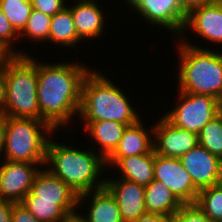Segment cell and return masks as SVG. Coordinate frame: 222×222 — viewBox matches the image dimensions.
<instances>
[{
  "instance_id": "obj_23",
  "label": "cell",
  "mask_w": 222,
  "mask_h": 222,
  "mask_svg": "<svg viewBox=\"0 0 222 222\" xmlns=\"http://www.w3.org/2000/svg\"><path fill=\"white\" fill-rule=\"evenodd\" d=\"M21 204L41 222H63L68 216L56 201L36 200L30 192L23 198Z\"/></svg>"
},
{
  "instance_id": "obj_9",
  "label": "cell",
  "mask_w": 222,
  "mask_h": 222,
  "mask_svg": "<svg viewBox=\"0 0 222 222\" xmlns=\"http://www.w3.org/2000/svg\"><path fill=\"white\" fill-rule=\"evenodd\" d=\"M38 165L45 166L29 162L3 161L0 166V200L21 203L30 192L40 171Z\"/></svg>"
},
{
  "instance_id": "obj_29",
  "label": "cell",
  "mask_w": 222,
  "mask_h": 222,
  "mask_svg": "<svg viewBox=\"0 0 222 222\" xmlns=\"http://www.w3.org/2000/svg\"><path fill=\"white\" fill-rule=\"evenodd\" d=\"M172 222H213L195 204H183L172 216Z\"/></svg>"
},
{
  "instance_id": "obj_24",
  "label": "cell",
  "mask_w": 222,
  "mask_h": 222,
  "mask_svg": "<svg viewBox=\"0 0 222 222\" xmlns=\"http://www.w3.org/2000/svg\"><path fill=\"white\" fill-rule=\"evenodd\" d=\"M0 9L20 34L26 27L33 7L31 0H0Z\"/></svg>"
},
{
  "instance_id": "obj_7",
  "label": "cell",
  "mask_w": 222,
  "mask_h": 222,
  "mask_svg": "<svg viewBox=\"0 0 222 222\" xmlns=\"http://www.w3.org/2000/svg\"><path fill=\"white\" fill-rule=\"evenodd\" d=\"M178 96L180 104L164 115L172 125L199 134L208 122L218 116L216 98L182 91Z\"/></svg>"
},
{
  "instance_id": "obj_28",
  "label": "cell",
  "mask_w": 222,
  "mask_h": 222,
  "mask_svg": "<svg viewBox=\"0 0 222 222\" xmlns=\"http://www.w3.org/2000/svg\"><path fill=\"white\" fill-rule=\"evenodd\" d=\"M20 38L19 34L15 31L8 18L0 9V49H2L8 56L11 55H26L25 53L12 50V42Z\"/></svg>"
},
{
  "instance_id": "obj_15",
  "label": "cell",
  "mask_w": 222,
  "mask_h": 222,
  "mask_svg": "<svg viewBox=\"0 0 222 222\" xmlns=\"http://www.w3.org/2000/svg\"><path fill=\"white\" fill-rule=\"evenodd\" d=\"M192 28L197 35L214 43H222V0L206 4L192 10L183 28L182 39L186 28ZM184 33V34H183Z\"/></svg>"
},
{
  "instance_id": "obj_2",
  "label": "cell",
  "mask_w": 222,
  "mask_h": 222,
  "mask_svg": "<svg viewBox=\"0 0 222 222\" xmlns=\"http://www.w3.org/2000/svg\"><path fill=\"white\" fill-rule=\"evenodd\" d=\"M95 153L49 140L45 163H50L47 169L79 196L105 187V179L99 181L98 177L105 169L106 160Z\"/></svg>"
},
{
  "instance_id": "obj_11",
  "label": "cell",
  "mask_w": 222,
  "mask_h": 222,
  "mask_svg": "<svg viewBox=\"0 0 222 222\" xmlns=\"http://www.w3.org/2000/svg\"><path fill=\"white\" fill-rule=\"evenodd\" d=\"M154 127L153 146L157 155L180 158L199 144L198 134L172 125L165 117L159 119Z\"/></svg>"
},
{
  "instance_id": "obj_4",
  "label": "cell",
  "mask_w": 222,
  "mask_h": 222,
  "mask_svg": "<svg viewBox=\"0 0 222 222\" xmlns=\"http://www.w3.org/2000/svg\"><path fill=\"white\" fill-rule=\"evenodd\" d=\"M27 55L7 56L1 69L5 80L4 116L40 119L37 62Z\"/></svg>"
},
{
  "instance_id": "obj_20",
  "label": "cell",
  "mask_w": 222,
  "mask_h": 222,
  "mask_svg": "<svg viewBox=\"0 0 222 222\" xmlns=\"http://www.w3.org/2000/svg\"><path fill=\"white\" fill-rule=\"evenodd\" d=\"M85 122V130L101 146L100 153L106 160L118 146L128 125L112 120Z\"/></svg>"
},
{
  "instance_id": "obj_27",
  "label": "cell",
  "mask_w": 222,
  "mask_h": 222,
  "mask_svg": "<svg viewBox=\"0 0 222 222\" xmlns=\"http://www.w3.org/2000/svg\"><path fill=\"white\" fill-rule=\"evenodd\" d=\"M51 18L52 16L33 9L26 27L19 34V37L26 35L28 39L30 38V40L32 39L34 42H36V40L38 42L40 40H48Z\"/></svg>"
},
{
  "instance_id": "obj_38",
  "label": "cell",
  "mask_w": 222,
  "mask_h": 222,
  "mask_svg": "<svg viewBox=\"0 0 222 222\" xmlns=\"http://www.w3.org/2000/svg\"><path fill=\"white\" fill-rule=\"evenodd\" d=\"M144 0H125L134 10H136Z\"/></svg>"
},
{
  "instance_id": "obj_6",
  "label": "cell",
  "mask_w": 222,
  "mask_h": 222,
  "mask_svg": "<svg viewBox=\"0 0 222 222\" xmlns=\"http://www.w3.org/2000/svg\"><path fill=\"white\" fill-rule=\"evenodd\" d=\"M3 123L4 161L45 164L49 141L47 134L49 136V133L51 135L55 131L47 122L34 118L4 116Z\"/></svg>"
},
{
  "instance_id": "obj_36",
  "label": "cell",
  "mask_w": 222,
  "mask_h": 222,
  "mask_svg": "<svg viewBox=\"0 0 222 222\" xmlns=\"http://www.w3.org/2000/svg\"><path fill=\"white\" fill-rule=\"evenodd\" d=\"M63 222H86V220L82 217V214L75 212L66 217Z\"/></svg>"
},
{
  "instance_id": "obj_26",
  "label": "cell",
  "mask_w": 222,
  "mask_h": 222,
  "mask_svg": "<svg viewBox=\"0 0 222 222\" xmlns=\"http://www.w3.org/2000/svg\"><path fill=\"white\" fill-rule=\"evenodd\" d=\"M199 144L222 160V117L216 116L198 134Z\"/></svg>"
},
{
  "instance_id": "obj_8",
  "label": "cell",
  "mask_w": 222,
  "mask_h": 222,
  "mask_svg": "<svg viewBox=\"0 0 222 222\" xmlns=\"http://www.w3.org/2000/svg\"><path fill=\"white\" fill-rule=\"evenodd\" d=\"M154 180L168 187L182 204H192L197 200L199 190L194 186L190 174L179 158L155 153Z\"/></svg>"
},
{
  "instance_id": "obj_40",
  "label": "cell",
  "mask_w": 222,
  "mask_h": 222,
  "mask_svg": "<svg viewBox=\"0 0 222 222\" xmlns=\"http://www.w3.org/2000/svg\"><path fill=\"white\" fill-rule=\"evenodd\" d=\"M8 55L2 50L0 49V67L4 61V59L7 57Z\"/></svg>"
},
{
  "instance_id": "obj_37",
  "label": "cell",
  "mask_w": 222,
  "mask_h": 222,
  "mask_svg": "<svg viewBox=\"0 0 222 222\" xmlns=\"http://www.w3.org/2000/svg\"><path fill=\"white\" fill-rule=\"evenodd\" d=\"M4 151V123L3 118L0 119V156Z\"/></svg>"
},
{
  "instance_id": "obj_13",
  "label": "cell",
  "mask_w": 222,
  "mask_h": 222,
  "mask_svg": "<svg viewBox=\"0 0 222 222\" xmlns=\"http://www.w3.org/2000/svg\"><path fill=\"white\" fill-rule=\"evenodd\" d=\"M135 11L150 24L182 35L187 14L182 10L179 0H144Z\"/></svg>"
},
{
  "instance_id": "obj_39",
  "label": "cell",
  "mask_w": 222,
  "mask_h": 222,
  "mask_svg": "<svg viewBox=\"0 0 222 222\" xmlns=\"http://www.w3.org/2000/svg\"><path fill=\"white\" fill-rule=\"evenodd\" d=\"M218 115L222 117V93L217 98Z\"/></svg>"
},
{
  "instance_id": "obj_12",
  "label": "cell",
  "mask_w": 222,
  "mask_h": 222,
  "mask_svg": "<svg viewBox=\"0 0 222 222\" xmlns=\"http://www.w3.org/2000/svg\"><path fill=\"white\" fill-rule=\"evenodd\" d=\"M30 193L36 196V200L56 201V205L67 215L75 213L79 205L78 195L48 169L38 172Z\"/></svg>"
},
{
  "instance_id": "obj_32",
  "label": "cell",
  "mask_w": 222,
  "mask_h": 222,
  "mask_svg": "<svg viewBox=\"0 0 222 222\" xmlns=\"http://www.w3.org/2000/svg\"><path fill=\"white\" fill-rule=\"evenodd\" d=\"M132 222H172V216L146 212Z\"/></svg>"
},
{
  "instance_id": "obj_21",
  "label": "cell",
  "mask_w": 222,
  "mask_h": 222,
  "mask_svg": "<svg viewBox=\"0 0 222 222\" xmlns=\"http://www.w3.org/2000/svg\"><path fill=\"white\" fill-rule=\"evenodd\" d=\"M183 204L164 184L153 180L145 186L146 212L173 216Z\"/></svg>"
},
{
  "instance_id": "obj_35",
  "label": "cell",
  "mask_w": 222,
  "mask_h": 222,
  "mask_svg": "<svg viewBox=\"0 0 222 222\" xmlns=\"http://www.w3.org/2000/svg\"><path fill=\"white\" fill-rule=\"evenodd\" d=\"M5 109V80L4 74L0 67V119L4 117Z\"/></svg>"
},
{
  "instance_id": "obj_33",
  "label": "cell",
  "mask_w": 222,
  "mask_h": 222,
  "mask_svg": "<svg viewBox=\"0 0 222 222\" xmlns=\"http://www.w3.org/2000/svg\"><path fill=\"white\" fill-rule=\"evenodd\" d=\"M218 0H179L182 10L188 15L192 10Z\"/></svg>"
},
{
  "instance_id": "obj_3",
  "label": "cell",
  "mask_w": 222,
  "mask_h": 222,
  "mask_svg": "<svg viewBox=\"0 0 222 222\" xmlns=\"http://www.w3.org/2000/svg\"><path fill=\"white\" fill-rule=\"evenodd\" d=\"M112 83L97 71L85 75L79 110L84 121L112 120L129 126L140 120L126 94Z\"/></svg>"
},
{
  "instance_id": "obj_5",
  "label": "cell",
  "mask_w": 222,
  "mask_h": 222,
  "mask_svg": "<svg viewBox=\"0 0 222 222\" xmlns=\"http://www.w3.org/2000/svg\"><path fill=\"white\" fill-rule=\"evenodd\" d=\"M183 41L178 45V91L217 99L222 93V53Z\"/></svg>"
},
{
  "instance_id": "obj_34",
  "label": "cell",
  "mask_w": 222,
  "mask_h": 222,
  "mask_svg": "<svg viewBox=\"0 0 222 222\" xmlns=\"http://www.w3.org/2000/svg\"><path fill=\"white\" fill-rule=\"evenodd\" d=\"M13 202L0 200V222H12Z\"/></svg>"
},
{
  "instance_id": "obj_17",
  "label": "cell",
  "mask_w": 222,
  "mask_h": 222,
  "mask_svg": "<svg viewBox=\"0 0 222 222\" xmlns=\"http://www.w3.org/2000/svg\"><path fill=\"white\" fill-rule=\"evenodd\" d=\"M70 6L77 35L81 38L94 39L100 36L105 26L104 15L94 0H80Z\"/></svg>"
},
{
  "instance_id": "obj_22",
  "label": "cell",
  "mask_w": 222,
  "mask_h": 222,
  "mask_svg": "<svg viewBox=\"0 0 222 222\" xmlns=\"http://www.w3.org/2000/svg\"><path fill=\"white\" fill-rule=\"evenodd\" d=\"M49 41L53 44L74 47L82 40L75 30L72 12L65 7L51 18Z\"/></svg>"
},
{
  "instance_id": "obj_31",
  "label": "cell",
  "mask_w": 222,
  "mask_h": 222,
  "mask_svg": "<svg viewBox=\"0 0 222 222\" xmlns=\"http://www.w3.org/2000/svg\"><path fill=\"white\" fill-rule=\"evenodd\" d=\"M11 218L12 222H41L37 220L21 203H14Z\"/></svg>"
},
{
  "instance_id": "obj_14",
  "label": "cell",
  "mask_w": 222,
  "mask_h": 222,
  "mask_svg": "<svg viewBox=\"0 0 222 222\" xmlns=\"http://www.w3.org/2000/svg\"><path fill=\"white\" fill-rule=\"evenodd\" d=\"M105 187L116 198L124 222H132L146 213L144 186L123 178H108Z\"/></svg>"
},
{
  "instance_id": "obj_1",
  "label": "cell",
  "mask_w": 222,
  "mask_h": 222,
  "mask_svg": "<svg viewBox=\"0 0 222 222\" xmlns=\"http://www.w3.org/2000/svg\"><path fill=\"white\" fill-rule=\"evenodd\" d=\"M89 71L86 66L74 62H37L40 120L57 130L58 127L67 125L75 113L79 115L81 85Z\"/></svg>"
},
{
  "instance_id": "obj_25",
  "label": "cell",
  "mask_w": 222,
  "mask_h": 222,
  "mask_svg": "<svg viewBox=\"0 0 222 222\" xmlns=\"http://www.w3.org/2000/svg\"><path fill=\"white\" fill-rule=\"evenodd\" d=\"M195 204L210 220L218 222L222 217V184L200 190Z\"/></svg>"
},
{
  "instance_id": "obj_19",
  "label": "cell",
  "mask_w": 222,
  "mask_h": 222,
  "mask_svg": "<svg viewBox=\"0 0 222 222\" xmlns=\"http://www.w3.org/2000/svg\"><path fill=\"white\" fill-rule=\"evenodd\" d=\"M144 128L141 120L129 125L119 140L118 146L108 158H123L150 153L154 149V137Z\"/></svg>"
},
{
  "instance_id": "obj_30",
  "label": "cell",
  "mask_w": 222,
  "mask_h": 222,
  "mask_svg": "<svg viewBox=\"0 0 222 222\" xmlns=\"http://www.w3.org/2000/svg\"><path fill=\"white\" fill-rule=\"evenodd\" d=\"M66 0H31L34 10L53 16L66 7Z\"/></svg>"
},
{
  "instance_id": "obj_10",
  "label": "cell",
  "mask_w": 222,
  "mask_h": 222,
  "mask_svg": "<svg viewBox=\"0 0 222 222\" xmlns=\"http://www.w3.org/2000/svg\"><path fill=\"white\" fill-rule=\"evenodd\" d=\"M179 159L199 191L221 183L222 160L200 144Z\"/></svg>"
},
{
  "instance_id": "obj_16",
  "label": "cell",
  "mask_w": 222,
  "mask_h": 222,
  "mask_svg": "<svg viewBox=\"0 0 222 222\" xmlns=\"http://www.w3.org/2000/svg\"><path fill=\"white\" fill-rule=\"evenodd\" d=\"M154 149L147 154L135 155L123 158H107L106 165L117 166L120 177L139 185L147 186L154 180Z\"/></svg>"
},
{
  "instance_id": "obj_18",
  "label": "cell",
  "mask_w": 222,
  "mask_h": 222,
  "mask_svg": "<svg viewBox=\"0 0 222 222\" xmlns=\"http://www.w3.org/2000/svg\"><path fill=\"white\" fill-rule=\"evenodd\" d=\"M90 195L91 206L87 215H82L86 222H124L116 198L106 187L79 195L78 204Z\"/></svg>"
}]
</instances>
